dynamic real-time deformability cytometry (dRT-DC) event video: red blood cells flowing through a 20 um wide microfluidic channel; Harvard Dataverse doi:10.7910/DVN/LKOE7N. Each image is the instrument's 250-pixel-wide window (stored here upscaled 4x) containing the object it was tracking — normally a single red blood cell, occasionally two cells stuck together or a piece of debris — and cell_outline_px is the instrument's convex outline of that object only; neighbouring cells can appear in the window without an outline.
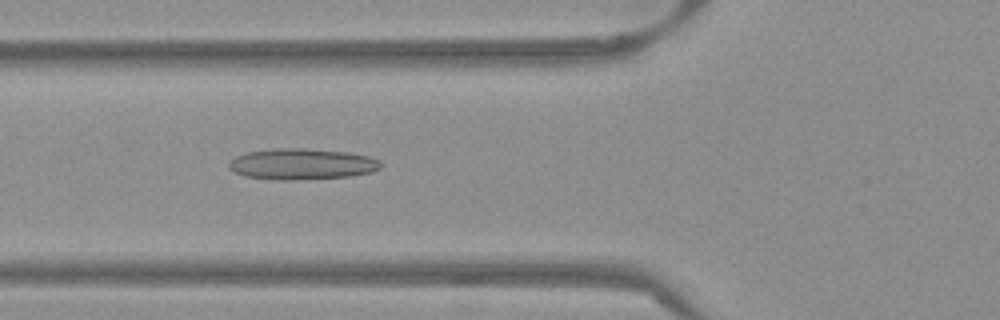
{"species": "Egyptian fruit bat (a non-hibernating species)", "species_latin": "Rousettus aegyptiacus", "temperature_condition": "warm", "stored_images_in_passage": 52, "camera_frame_rate_fps": 3000, "um_per_image_px": 0.085, "frame": {"image": 1, "passage_image": 19, "time_ms": 6.0, "image_size_px": [1000, 320], "cell_outline_px": [[384, 164], [380, 168], [372, 172], [352, 176], [292, 180], [280, 180], [244, 176], [228, 168], [228, 164], [236, 156], [248, 152], [272, 148], [304, 148], [348, 152], [368, 156], [380, 160]], "centroid_in_image_um": [25.69, 13.94], "position_along_channel_um": 100.1, "area_um2": 27.57}}
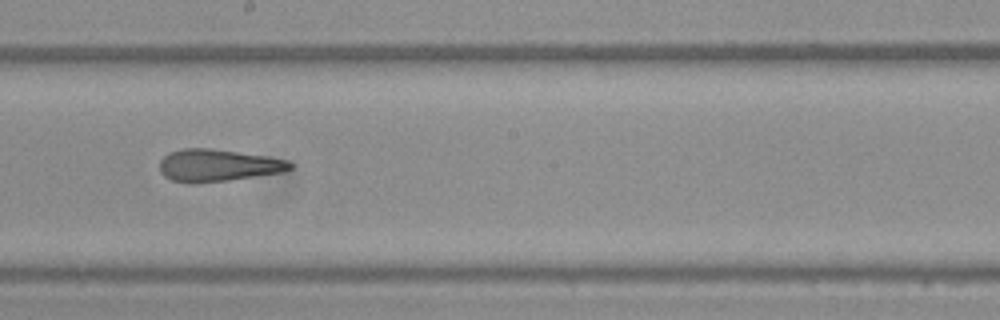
{"frame": {"image": 2, "passage_image": 29, "time_ms": 9.333, "image_size_px": [1000, 320], "cell_outline_px": [[292, 168], [284, 172], [228, 180], [192, 184], [188, 184], [172, 180], [164, 176], [160, 172], [160, 160], [168, 152], [184, 148], [208, 148], [264, 156], [288, 160], [292, 164]], "centroid_in_image_um": [18.47, 14.07], "position_along_channel_um": 229.7, "area_um2": 24.45}}
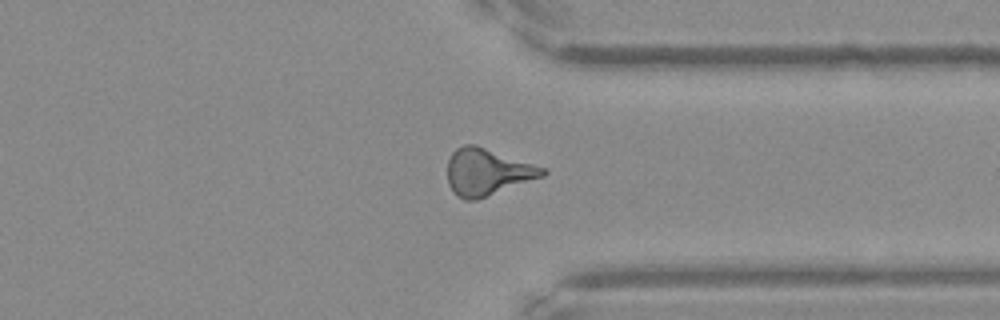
{"frame": {"image": 3, "passage_image": 40, "time_ms": 13.0, "image_size_px": [1000, 320], "cell_outline_px": [[548, 172], [544, 176], [476, 200], [464, 200], [456, 196], [452, 192], [448, 184], [448, 160], [452, 152], [456, 148], [464, 144], [476, 144], [548, 168]], "centroid_in_image_um": [41.43, 14.61], "position_along_channel_um": 370.0, "area_um2": 26.3}, "authors_computed_cell_mechanics": {"area_um2": 25.5476, "velocity_mm_per_s": 3.8628, "shape_relaxation_time_tau1_ms": null, "shape_relaxation_time_tau2_ms": 2.5885, "deformation_change_tau1": null, "deformation_change_tau2": 0.1442}}